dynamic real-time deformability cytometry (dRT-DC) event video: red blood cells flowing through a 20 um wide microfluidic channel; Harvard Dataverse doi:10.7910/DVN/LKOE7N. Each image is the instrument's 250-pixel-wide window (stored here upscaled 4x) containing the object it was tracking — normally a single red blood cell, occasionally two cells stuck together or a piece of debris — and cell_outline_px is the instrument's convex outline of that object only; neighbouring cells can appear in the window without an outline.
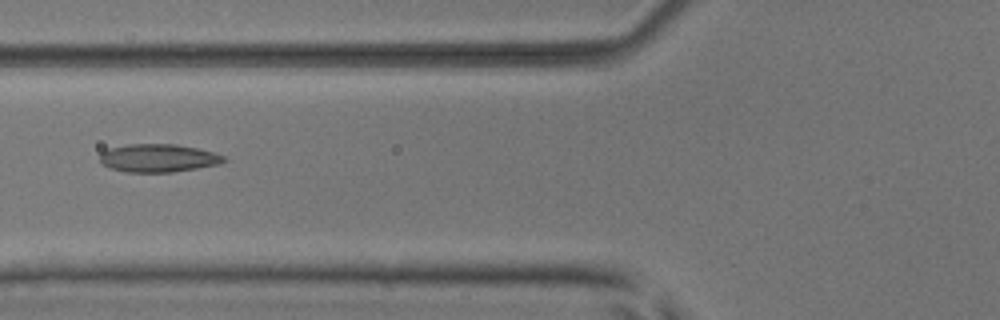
{"species": "common noctule bat (a hibernating species)", "species_latin": "Nyctalus noctula", "temperature_condition": "room temperature", "stored_images_in_passage": 6, "camera_frame_rate_fps": 3000, "um_per_image_px": 0.085, "animal": {"sex": "male", "body_mass_g": 17.9, "forearm_length_mm": 54.2}, "frame": {"image": 1, "passage_image": 5, "time_ms": 1.333, "image_size_px": [1000, 320], "cell_outline_px": [[228, 160], [220, 164], [172, 172], [124, 172], [112, 168], [104, 164], [100, 160], [100, 152], [108, 148], [128, 144], [176, 144], [196, 148], [212, 152], [224, 156]], "centroid_in_image_um": [13.45, 13.43], "position_along_channel_um": 112.4, "area_um2": 20.23}}
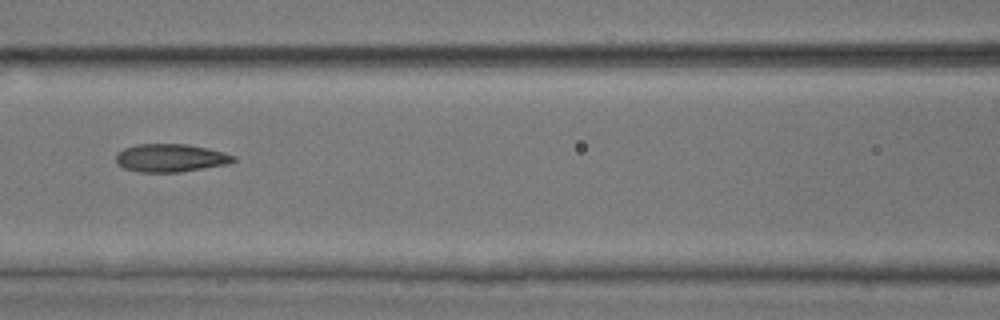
{"frame": {"image": 2, "passage_image": 6, "time_ms": 1.667, "image_size_px": [1000, 320], "cell_outline_px": [[236, 160], [228, 164], [180, 172], [140, 172], [124, 168], [116, 164], [116, 152], [124, 148], [136, 144], [188, 144], [208, 148], [224, 152], [236, 156]], "centroid_in_image_um": [14.49, 13.42], "position_along_channel_um": 152.1, "area_um2": 19.36}}